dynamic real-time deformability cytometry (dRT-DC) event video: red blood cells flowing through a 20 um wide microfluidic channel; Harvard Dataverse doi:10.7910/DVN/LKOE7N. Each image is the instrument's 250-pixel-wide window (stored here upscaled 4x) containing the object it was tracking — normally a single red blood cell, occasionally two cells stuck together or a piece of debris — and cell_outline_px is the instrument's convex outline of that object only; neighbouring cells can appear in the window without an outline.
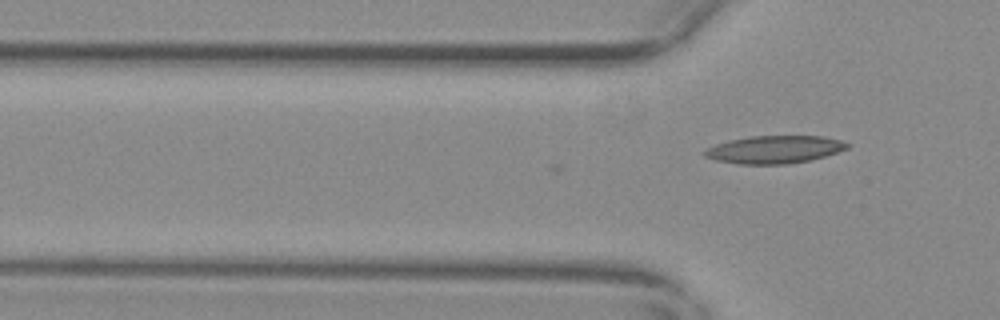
{"species": "common noctule bat (a hibernating species)", "species_latin": "Nyctalus noctula", "temperature_condition": "warm", "stored_images_in_passage": 2, "camera_frame_rate_fps": 3000, "um_per_image_px": 0.085, "animal": {"sex": "female", "body_mass_g": 29.2, "forearm_length_mm": 56.3}, "frame": {"image": 1, "passage_image": 2, "time_ms": 0.333, "image_size_px": [1000, 320], "cell_outline_px": [[852, 144], [848, 148], [824, 156], [808, 160], [788, 164], [740, 164], [716, 160], [704, 156], [704, 152], [708, 148], [716, 144], [748, 136], [824, 136], [840, 140]], "centroid_in_image_um": [65.85, 12.7], "position_along_channel_um": 59.9, "area_um2": 22.83}}